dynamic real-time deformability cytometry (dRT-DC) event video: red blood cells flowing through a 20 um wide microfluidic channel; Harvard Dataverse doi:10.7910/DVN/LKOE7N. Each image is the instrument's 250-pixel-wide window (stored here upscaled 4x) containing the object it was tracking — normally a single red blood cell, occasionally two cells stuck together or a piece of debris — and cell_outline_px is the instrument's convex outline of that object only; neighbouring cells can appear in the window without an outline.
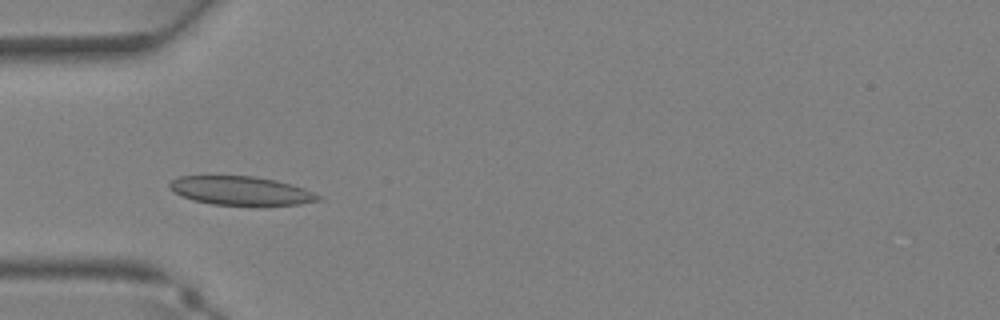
{"species": "Egyptian fruit bat (a non-hibernating species)", "species_latin": "Rousettus aegyptiacus", "temperature_condition": "warm", "stored_images_in_passage": 32, "camera_frame_rate_fps": 3000, "um_per_image_px": 0.085, "animal": {"sex": "female"}, "frame": {"image": 1, "passage_image": 7, "time_ms": 2.0, "image_size_px": [1000, 320], "cell_outline_px": [[324, 200], [300, 204], [264, 208], [212, 204], [192, 200], [180, 196], [168, 188], [168, 184], [176, 176], [256, 176], [276, 180], [292, 184], [304, 188], [324, 196]], "centroid_in_image_um": [20.56, 16.26], "position_along_channel_um": 64.4, "area_um2": 26.24}}
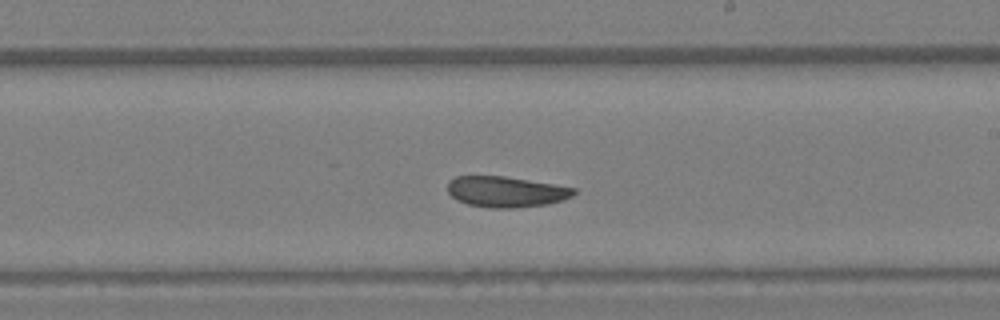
{"frame": {"image": 2, "passage_image": 17, "time_ms": 5.333, "image_size_px": [1000, 320], "cell_outline_px": [[576, 192], [572, 196], [564, 200], [548, 204], [516, 208], [488, 208], [468, 204], [456, 200], [448, 192], [448, 180], [456, 176], [504, 176], [576, 188]], "centroid_in_image_um": [43.0, 16.3], "position_along_channel_um": 246.0, "area_um2": 22.72}}
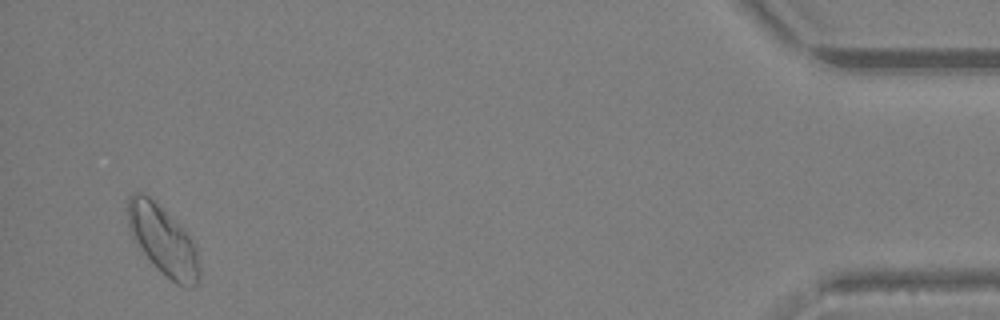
{"frame": {"image": 3, "passage_image": 31, "time_ms": 10.0, "image_size_px": [1000, 320], "cell_outline_px": [[200, 280], [192, 288], [188, 288], [176, 284], [156, 268], [144, 252], [128, 228], [128, 196], [132, 192], [144, 192], [192, 240], [196, 248], [200, 268]], "centroid_in_image_um": [13.87, 20.49], "position_along_channel_um": 421.3, "area_um2": 28.03}}